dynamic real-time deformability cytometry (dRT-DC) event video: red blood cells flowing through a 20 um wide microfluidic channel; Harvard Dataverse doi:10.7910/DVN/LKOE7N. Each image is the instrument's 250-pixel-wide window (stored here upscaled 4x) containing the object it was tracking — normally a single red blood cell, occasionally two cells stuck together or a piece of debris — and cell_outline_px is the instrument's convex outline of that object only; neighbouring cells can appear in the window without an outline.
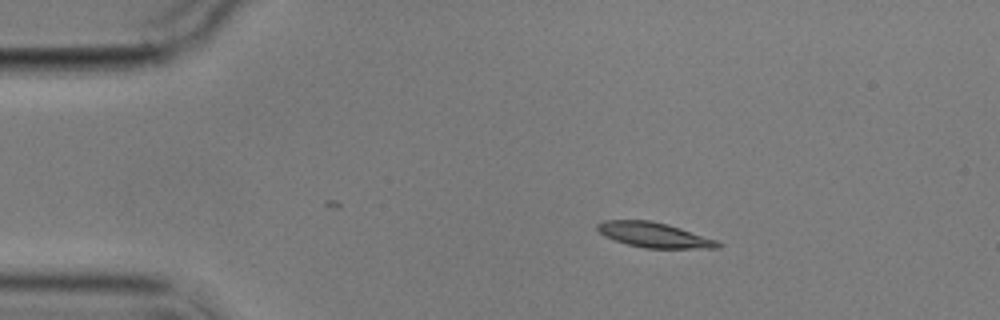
{"species": "common noctule bat (a hibernating species)", "species_latin": "Nyctalus noctula", "temperature_condition": "cold", "stored_images_in_passage": 5, "camera_frame_rate_fps": 3000, "um_per_image_px": 0.085, "animal": {"sex": "male", "body_mass_g": 17.9}, "frame": {"image": 1, "passage_image": 1, "time_ms": 0.0, "image_size_px": [1000, 320], "cell_outline_px": [[724, 244], [720, 248], [644, 248], [628, 244], [604, 236], [596, 228], [596, 224], [604, 220], [652, 220], [668, 224], [716, 240]], "centroid_in_image_um": [55.6, 19.96], "position_along_channel_um": 29.4, "area_um2": 17.51}}
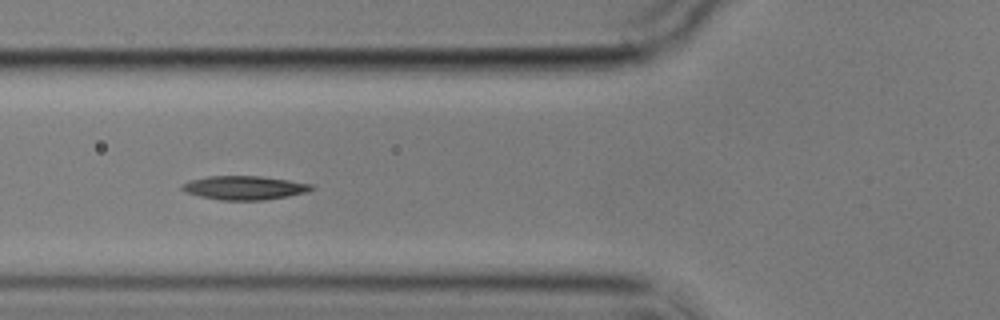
{"frame": {"image": 2, "passage_image": 4, "time_ms": 3.667, "image_size_px": [1000, 320], "cell_outline_px": [[316, 188], [308, 192], [288, 196], [264, 200], [220, 200], [200, 196], [184, 192], [180, 188], [180, 184], [192, 180], [208, 176], [260, 176], [288, 180], [312, 184]], "centroid_in_image_um": [20.77, 15.96], "position_along_channel_um": 105.0, "area_um2": 18.03}}
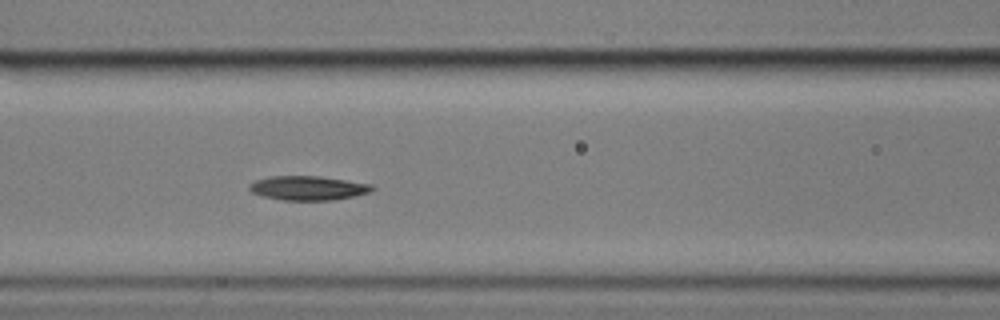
{"frame": {"image": 3, "passage_image": 5, "time_ms": 4.667, "image_size_px": [1000, 320], "cell_outline_px": [[376, 188], [372, 192], [356, 196], [332, 200], [284, 200], [264, 196], [252, 192], [248, 188], [248, 184], [256, 180], [268, 176], [320, 176], [372, 184]], "centroid_in_image_um": [26.22, 15.98], "position_along_channel_um": 140.4, "area_um2": 17.46}}